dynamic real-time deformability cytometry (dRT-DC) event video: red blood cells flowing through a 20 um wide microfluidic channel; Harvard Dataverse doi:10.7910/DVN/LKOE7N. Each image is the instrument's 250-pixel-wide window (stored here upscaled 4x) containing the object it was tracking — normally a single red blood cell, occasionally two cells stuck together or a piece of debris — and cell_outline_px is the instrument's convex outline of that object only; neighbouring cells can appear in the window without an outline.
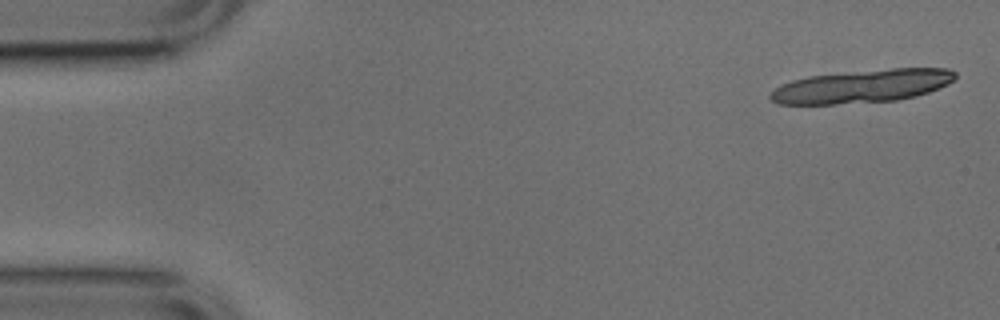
{"species": "common noctule bat (a hibernating species)", "species_latin": "Nyctalus noctula", "temperature_condition": "cold", "stored_images_in_passage": 17, "camera_frame_rate_fps": 3000, "um_per_image_px": 0.085, "animal": {"sex": "male", "body_mass_g": 17.9, "forearm_length_mm": 54.2}, "frame": {"image": 1, "passage_image": 2, "time_ms": 0.333, "image_size_px": [1000, 320], "cell_outline_px": [[956, 76], [948, 84], [928, 92], [916, 96], [896, 100], [836, 104], [780, 104], [772, 100], [768, 96], [776, 88], [792, 80], [808, 76], [892, 68], [948, 68], [956, 72]], "centroid_in_image_um": [73.31, 7.33], "position_along_channel_um": 11.7, "area_um2": 35.37}}